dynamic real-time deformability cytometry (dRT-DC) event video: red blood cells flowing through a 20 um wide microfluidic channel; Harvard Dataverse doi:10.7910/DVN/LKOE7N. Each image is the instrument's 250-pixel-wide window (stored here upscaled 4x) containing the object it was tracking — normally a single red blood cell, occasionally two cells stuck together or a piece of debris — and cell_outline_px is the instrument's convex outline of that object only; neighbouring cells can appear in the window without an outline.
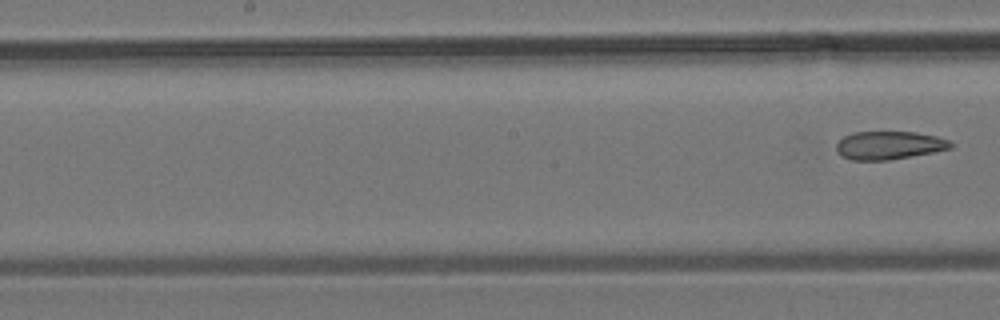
{"species": "common noctule bat (a hibernating species)", "species_latin": "Nyctalus noctula", "temperature_condition": "room temperature", "stored_images_in_passage": 6, "segment_of_instrument_passage": [2, 2], "camera_frame_rate_fps": 3000, "um_per_image_px": 0.085, "animal": {"sex": "male", "body_mass_g": 19.2, "forearm_length_mm": 51.8}, "frame": {"image": 1, "passage_image": 6, "time_ms": 5.667, "image_size_px": [1000, 320], "cell_outline_px": [[952, 148], [932, 152], [888, 160], [852, 160], [840, 156], [836, 152], [836, 144], [844, 136], [852, 132], [916, 132], [936, 136], [948, 140], [952, 144]], "centroid_in_image_um": [75.52, 12.35], "position_along_channel_um": 172.7, "area_um2": 18.73}}